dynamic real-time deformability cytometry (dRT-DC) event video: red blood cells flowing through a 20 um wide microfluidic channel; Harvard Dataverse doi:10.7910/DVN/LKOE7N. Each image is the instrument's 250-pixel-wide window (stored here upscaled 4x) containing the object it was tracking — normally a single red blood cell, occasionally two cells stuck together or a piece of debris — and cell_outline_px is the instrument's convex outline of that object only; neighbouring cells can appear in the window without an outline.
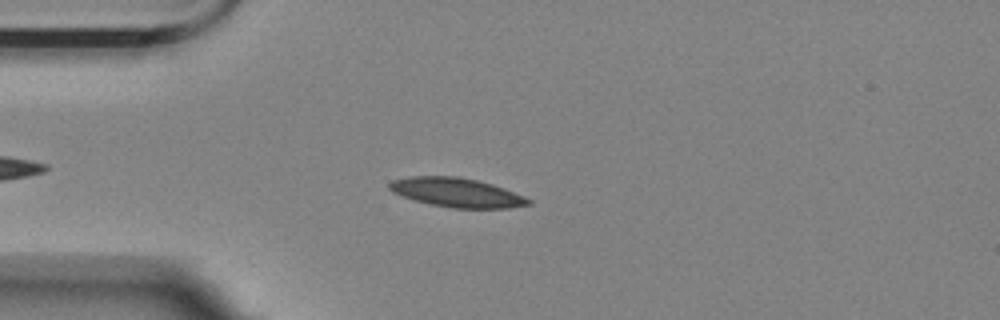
{"species": "Egyptian fruit bat (a non-hibernating species)", "species_latin": "Rousettus aegyptiacus", "temperature_condition": "room temperature", "stored_images_in_passage": 47, "camera_frame_rate_fps": 3000, "um_per_image_px": 0.085, "animal": {"sex": "female"}, "frame": {"image": 1, "passage_image": 9, "time_ms": 2.667, "image_size_px": [1000, 320], "cell_outline_px": [[532, 204], [508, 208], [452, 208], [432, 204], [416, 200], [392, 192], [388, 188], [388, 184], [392, 180], [412, 176], [456, 176], [476, 180], [492, 184], [504, 188], [524, 196], [532, 200]], "centroid_in_image_um": [38.84, 16.36], "position_along_channel_um": 46.2, "area_um2": 23.47}}
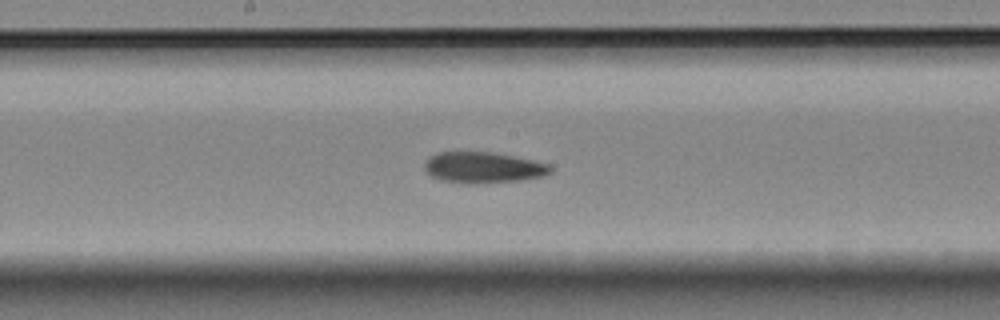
{"frame": {"image": 2, "passage_image": 24, "time_ms": 7.667, "image_size_px": [1000, 320], "cell_outline_px": [[552, 172], [544, 176], [516, 180], [472, 184], [468, 184], [440, 180], [432, 176], [424, 168], [424, 164], [428, 156], [436, 152], [492, 152], [532, 160], [548, 164], [552, 168]], "centroid_in_image_um": [41.03, 14.23], "position_along_channel_um": 207.2, "area_um2": 22.66}}
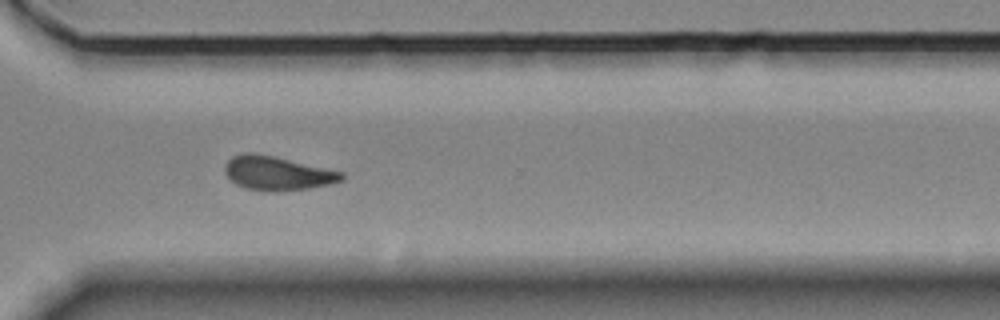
{"frame": {"image": 3, "passage_image": 36, "time_ms": 11.667, "image_size_px": [1000, 320], "cell_outline_px": [[344, 180], [332, 184], [308, 188], [272, 192], [244, 188], [236, 184], [224, 172], [224, 164], [232, 156], [244, 152], [256, 152], [344, 172]], "centroid_in_image_um": [23.56, 14.72], "position_along_channel_um": 347.0, "area_um2": 23.29}}